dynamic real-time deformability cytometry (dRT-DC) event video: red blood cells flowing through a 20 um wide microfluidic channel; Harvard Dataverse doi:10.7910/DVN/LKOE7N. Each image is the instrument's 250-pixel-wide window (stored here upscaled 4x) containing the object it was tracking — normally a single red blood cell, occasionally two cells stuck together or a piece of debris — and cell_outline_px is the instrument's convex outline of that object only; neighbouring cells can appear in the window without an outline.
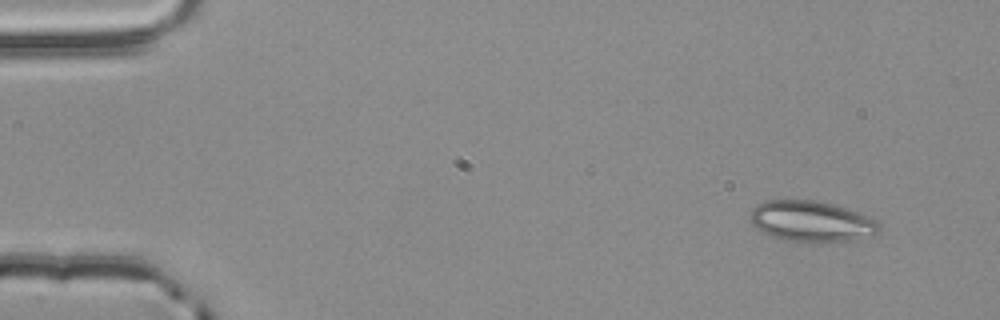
{"species": "common noctule bat (a hibernating species)", "species_latin": "Nyctalus noctula", "temperature_condition": "room temperature", "stored_images_in_passage": 4, "camera_frame_rate_fps": 3000, "um_per_image_px": 0.085, "animal": {"sex": "male", "body_mass_g": 20.4}, "frame": {"image": 1, "passage_image": 1, "time_ms": 0.0, "image_size_px": [1000, 320], "cell_outline_px": [[880, 232], [872, 236], [856, 240], [820, 244], [788, 240], [772, 236], [760, 232], [752, 224], [752, 208], [756, 204], [764, 200], [812, 200], [832, 204], [868, 216], [880, 224]], "centroid_in_image_um": [68.99, 18.85], "position_along_channel_um": 16.0, "area_um2": 31.04}}